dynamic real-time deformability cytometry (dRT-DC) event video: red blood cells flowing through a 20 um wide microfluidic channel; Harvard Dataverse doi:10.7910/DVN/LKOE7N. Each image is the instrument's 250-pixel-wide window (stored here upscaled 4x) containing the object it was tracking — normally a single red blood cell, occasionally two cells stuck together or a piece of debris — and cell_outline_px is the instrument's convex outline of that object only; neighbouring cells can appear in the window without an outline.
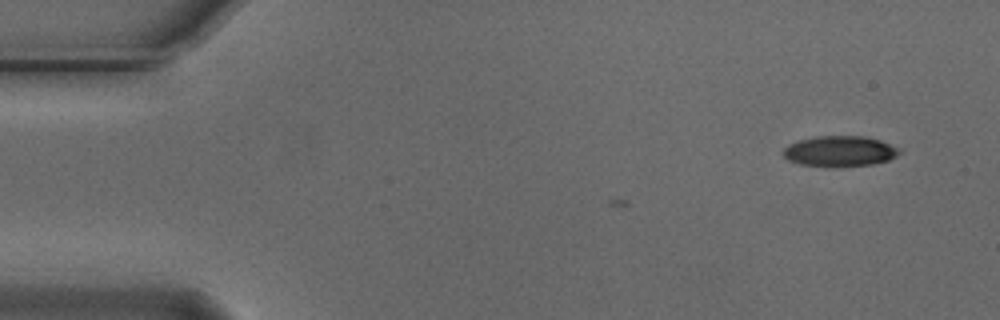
{"species": "Egyptian fruit bat (a non-hibernating species)", "species_latin": "Rousettus aegyptiacus", "temperature_condition": "cold", "stored_images_in_passage": 7, "camera_frame_rate_fps": 3000, "um_per_image_px": 0.085, "animal": {"sex": "male"}, "frame": {"image": 1, "passage_image": 1, "time_ms": 0.0, "image_size_px": [1000, 320], "cell_outline_px": [[900, 152], [896, 156], [888, 160], [872, 164], [840, 168], [832, 168], [800, 164], [788, 160], [784, 156], [784, 148], [788, 144], [796, 140], [816, 136], [864, 136], [880, 140], [900, 148]], "centroid_in_image_um": [71.36, 12.87], "position_along_channel_um": 13.6, "area_um2": 21.1}}